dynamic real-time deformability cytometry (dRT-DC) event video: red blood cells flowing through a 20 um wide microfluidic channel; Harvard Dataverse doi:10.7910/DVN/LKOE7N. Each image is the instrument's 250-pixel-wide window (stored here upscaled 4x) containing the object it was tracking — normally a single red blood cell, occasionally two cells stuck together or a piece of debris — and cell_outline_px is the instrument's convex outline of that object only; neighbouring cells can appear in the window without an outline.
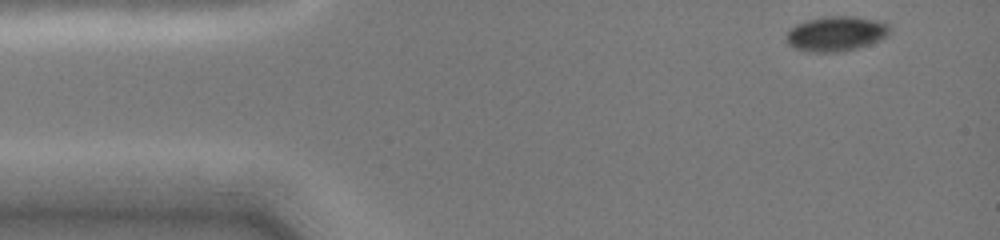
{"species": "common noctule bat (a hibernating species)", "species_latin": "Nyctalus noctula", "temperature_condition": "cold", "stored_images_in_passage": 15, "camera_frame_rate_fps": 3000, "um_per_image_px": 0.085, "animal": {"sex": "female", "body_mass_g": 19.0, "forearm_length_mm": 51.5}, "frame": {"image": 1, "passage_image": 1, "time_ms": 0.0, "image_size_px": [1000, 240], "cell_outline_px": [[888, 32], [880, 40], [844, 52], [812, 52], [792, 48], [788, 44], [788, 32], [796, 24], [808, 20], [832, 16], [848, 16], [888, 24]], "centroid_in_image_um": [71.01, 2.89], "position_along_channel_um": 14.0, "area_um2": 20.35}}
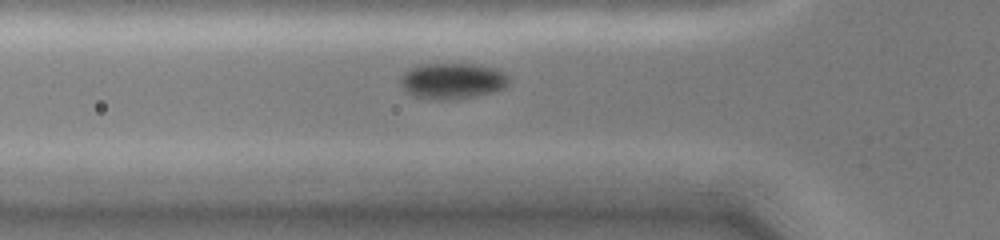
{"frame": {"image": 2, "passage_image": 11, "time_ms": 4.0, "image_size_px": [1000, 240], "cell_outline_px": [[508, 84], [504, 88], [476, 96], [448, 100], [440, 100], [416, 96], [404, 92], [400, 80], [404, 72], [420, 64], [480, 64], [500, 68], [508, 76]], "centroid_in_image_um": [38.48, 6.86], "position_along_channel_um": 87.3, "area_um2": 22.83}}
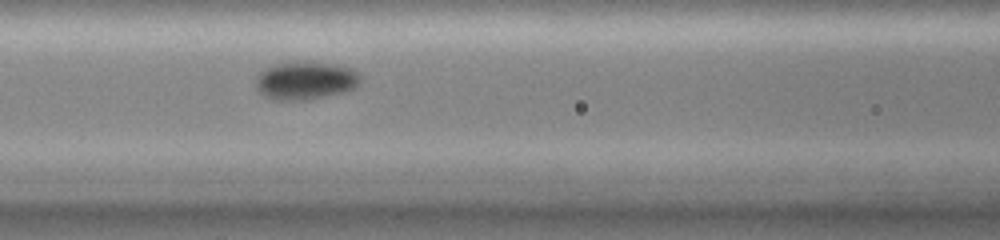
{"frame": {"image": 3, "passage_image": 15, "time_ms": 5.333, "image_size_px": [1000, 240], "cell_outline_px": [[360, 84], [356, 88], [344, 92], [308, 100], [272, 100], [264, 96], [256, 88], [256, 80], [260, 72], [272, 64], [304, 60], [340, 64], [356, 72], [360, 76]], "centroid_in_image_um": [25.97, 6.83], "position_along_channel_um": 140.6, "area_um2": 23.7}}